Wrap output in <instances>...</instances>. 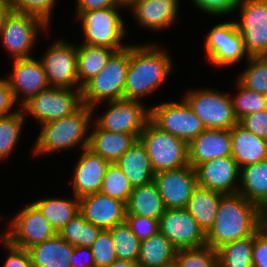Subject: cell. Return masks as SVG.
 Masks as SVG:
<instances>
[{
	"mask_svg": "<svg viewBox=\"0 0 267 267\" xmlns=\"http://www.w3.org/2000/svg\"><path fill=\"white\" fill-rule=\"evenodd\" d=\"M265 224V213L242 194L221 197L213 226L206 233V245L216 251L235 240L254 236Z\"/></svg>",
	"mask_w": 267,
	"mask_h": 267,
	"instance_id": "6da1fadb",
	"label": "cell"
},
{
	"mask_svg": "<svg viewBox=\"0 0 267 267\" xmlns=\"http://www.w3.org/2000/svg\"><path fill=\"white\" fill-rule=\"evenodd\" d=\"M157 45H130L124 99L138 100L159 88L172 72L171 57ZM166 51V52H165Z\"/></svg>",
	"mask_w": 267,
	"mask_h": 267,
	"instance_id": "7a4b0ae2",
	"label": "cell"
},
{
	"mask_svg": "<svg viewBox=\"0 0 267 267\" xmlns=\"http://www.w3.org/2000/svg\"><path fill=\"white\" fill-rule=\"evenodd\" d=\"M93 112V108L82 104L72 114L42 124V130L33 147V154H52L54 151L74 148L78 144L82 150L88 148L89 135L87 133Z\"/></svg>",
	"mask_w": 267,
	"mask_h": 267,
	"instance_id": "3957f363",
	"label": "cell"
},
{
	"mask_svg": "<svg viewBox=\"0 0 267 267\" xmlns=\"http://www.w3.org/2000/svg\"><path fill=\"white\" fill-rule=\"evenodd\" d=\"M129 62L130 45L115 51L107 61L106 66L82 87V104L94 110L97 104L103 100L108 102L124 99Z\"/></svg>",
	"mask_w": 267,
	"mask_h": 267,
	"instance_id": "277c9868",
	"label": "cell"
},
{
	"mask_svg": "<svg viewBox=\"0 0 267 267\" xmlns=\"http://www.w3.org/2000/svg\"><path fill=\"white\" fill-rule=\"evenodd\" d=\"M138 139L145 146L155 173L189 165L188 143L159 129L150 120Z\"/></svg>",
	"mask_w": 267,
	"mask_h": 267,
	"instance_id": "5b68a950",
	"label": "cell"
},
{
	"mask_svg": "<svg viewBox=\"0 0 267 267\" xmlns=\"http://www.w3.org/2000/svg\"><path fill=\"white\" fill-rule=\"evenodd\" d=\"M120 6L108 7L87 12H76L77 18L81 20L85 40L83 44L102 46L122 50L128 45H122L126 27L119 14Z\"/></svg>",
	"mask_w": 267,
	"mask_h": 267,
	"instance_id": "8992f818",
	"label": "cell"
},
{
	"mask_svg": "<svg viewBox=\"0 0 267 267\" xmlns=\"http://www.w3.org/2000/svg\"><path fill=\"white\" fill-rule=\"evenodd\" d=\"M184 100L202 120L206 129H231L238 123L228 94L214 89H197L188 91Z\"/></svg>",
	"mask_w": 267,
	"mask_h": 267,
	"instance_id": "52a82bcc",
	"label": "cell"
},
{
	"mask_svg": "<svg viewBox=\"0 0 267 267\" xmlns=\"http://www.w3.org/2000/svg\"><path fill=\"white\" fill-rule=\"evenodd\" d=\"M82 89L48 87L26 102L21 109L32 115L40 125L59 120L82 105Z\"/></svg>",
	"mask_w": 267,
	"mask_h": 267,
	"instance_id": "ba28073f",
	"label": "cell"
},
{
	"mask_svg": "<svg viewBox=\"0 0 267 267\" xmlns=\"http://www.w3.org/2000/svg\"><path fill=\"white\" fill-rule=\"evenodd\" d=\"M149 109L150 121L155 126L188 144L206 129L184 99L180 103L164 102Z\"/></svg>",
	"mask_w": 267,
	"mask_h": 267,
	"instance_id": "9c48e42d",
	"label": "cell"
},
{
	"mask_svg": "<svg viewBox=\"0 0 267 267\" xmlns=\"http://www.w3.org/2000/svg\"><path fill=\"white\" fill-rule=\"evenodd\" d=\"M241 19L234 21L249 57L267 56V0H239Z\"/></svg>",
	"mask_w": 267,
	"mask_h": 267,
	"instance_id": "30bf717a",
	"label": "cell"
},
{
	"mask_svg": "<svg viewBox=\"0 0 267 267\" xmlns=\"http://www.w3.org/2000/svg\"><path fill=\"white\" fill-rule=\"evenodd\" d=\"M39 60L50 87L82 89L77 75V46L65 40H55Z\"/></svg>",
	"mask_w": 267,
	"mask_h": 267,
	"instance_id": "8fae6325",
	"label": "cell"
},
{
	"mask_svg": "<svg viewBox=\"0 0 267 267\" xmlns=\"http://www.w3.org/2000/svg\"><path fill=\"white\" fill-rule=\"evenodd\" d=\"M41 28L48 27L39 18L12 11L1 29V42L13 59L30 58Z\"/></svg>",
	"mask_w": 267,
	"mask_h": 267,
	"instance_id": "7c38bea8",
	"label": "cell"
},
{
	"mask_svg": "<svg viewBox=\"0 0 267 267\" xmlns=\"http://www.w3.org/2000/svg\"><path fill=\"white\" fill-rule=\"evenodd\" d=\"M109 109L94 121L100 129L134 134L139 138L150 120V109L138 100L121 99L108 101Z\"/></svg>",
	"mask_w": 267,
	"mask_h": 267,
	"instance_id": "4fadbf2b",
	"label": "cell"
},
{
	"mask_svg": "<svg viewBox=\"0 0 267 267\" xmlns=\"http://www.w3.org/2000/svg\"><path fill=\"white\" fill-rule=\"evenodd\" d=\"M10 228L3 237L12 245L24 249L52 239L58 234L33 203L16 214Z\"/></svg>",
	"mask_w": 267,
	"mask_h": 267,
	"instance_id": "5bb4252c",
	"label": "cell"
},
{
	"mask_svg": "<svg viewBox=\"0 0 267 267\" xmlns=\"http://www.w3.org/2000/svg\"><path fill=\"white\" fill-rule=\"evenodd\" d=\"M204 44L208 60L214 66H231L240 62L245 55L249 57L234 21L214 26L206 36Z\"/></svg>",
	"mask_w": 267,
	"mask_h": 267,
	"instance_id": "9a60e30c",
	"label": "cell"
},
{
	"mask_svg": "<svg viewBox=\"0 0 267 267\" xmlns=\"http://www.w3.org/2000/svg\"><path fill=\"white\" fill-rule=\"evenodd\" d=\"M159 232L165 235L177 250L206 245V234L185 208L165 209L159 218Z\"/></svg>",
	"mask_w": 267,
	"mask_h": 267,
	"instance_id": "2e32d148",
	"label": "cell"
},
{
	"mask_svg": "<svg viewBox=\"0 0 267 267\" xmlns=\"http://www.w3.org/2000/svg\"><path fill=\"white\" fill-rule=\"evenodd\" d=\"M154 182L166 209L185 208L194 189L198 186L195 169L190 165L157 172Z\"/></svg>",
	"mask_w": 267,
	"mask_h": 267,
	"instance_id": "e0dca14e",
	"label": "cell"
},
{
	"mask_svg": "<svg viewBox=\"0 0 267 267\" xmlns=\"http://www.w3.org/2000/svg\"><path fill=\"white\" fill-rule=\"evenodd\" d=\"M194 169L199 186L224 195L238 193L240 167L232 156L205 161Z\"/></svg>",
	"mask_w": 267,
	"mask_h": 267,
	"instance_id": "ac0fdd59",
	"label": "cell"
},
{
	"mask_svg": "<svg viewBox=\"0 0 267 267\" xmlns=\"http://www.w3.org/2000/svg\"><path fill=\"white\" fill-rule=\"evenodd\" d=\"M13 72L6 78L17 101L22 107L32 97L49 87L47 76L40 60L30 58L14 59ZM19 96H24L19 98Z\"/></svg>",
	"mask_w": 267,
	"mask_h": 267,
	"instance_id": "d6986e66",
	"label": "cell"
},
{
	"mask_svg": "<svg viewBox=\"0 0 267 267\" xmlns=\"http://www.w3.org/2000/svg\"><path fill=\"white\" fill-rule=\"evenodd\" d=\"M80 213L91 224L109 230L125 222L126 204L101 192L79 198Z\"/></svg>",
	"mask_w": 267,
	"mask_h": 267,
	"instance_id": "ffe728a7",
	"label": "cell"
},
{
	"mask_svg": "<svg viewBox=\"0 0 267 267\" xmlns=\"http://www.w3.org/2000/svg\"><path fill=\"white\" fill-rule=\"evenodd\" d=\"M109 164V161L95 154L89 148L83 149L74 168V178L70 181V184L73 182V196L81 198L98 193Z\"/></svg>",
	"mask_w": 267,
	"mask_h": 267,
	"instance_id": "44dd1931",
	"label": "cell"
},
{
	"mask_svg": "<svg viewBox=\"0 0 267 267\" xmlns=\"http://www.w3.org/2000/svg\"><path fill=\"white\" fill-rule=\"evenodd\" d=\"M189 165H197L215 158L231 156L230 129H205L189 144Z\"/></svg>",
	"mask_w": 267,
	"mask_h": 267,
	"instance_id": "7402d4cb",
	"label": "cell"
},
{
	"mask_svg": "<svg viewBox=\"0 0 267 267\" xmlns=\"http://www.w3.org/2000/svg\"><path fill=\"white\" fill-rule=\"evenodd\" d=\"M178 0H136L131 8L139 25L151 30L172 26L178 13Z\"/></svg>",
	"mask_w": 267,
	"mask_h": 267,
	"instance_id": "603a6c76",
	"label": "cell"
},
{
	"mask_svg": "<svg viewBox=\"0 0 267 267\" xmlns=\"http://www.w3.org/2000/svg\"><path fill=\"white\" fill-rule=\"evenodd\" d=\"M232 158L240 168L267 159V140L259 138L239 123L230 129Z\"/></svg>",
	"mask_w": 267,
	"mask_h": 267,
	"instance_id": "cb8c5ba5",
	"label": "cell"
},
{
	"mask_svg": "<svg viewBox=\"0 0 267 267\" xmlns=\"http://www.w3.org/2000/svg\"><path fill=\"white\" fill-rule=\"evenodd\" d=\"M133 188L154 181L155 172L145 146L139 139L115 162Z\"/></svg>",
	"mask_w": 267,
	"mask_h": 267,
	"instance_id": "d4e9b609",
	"label": "cell"
},
{
	"mask_svg": "<svg viewBox=\"0 0 267 267\" xmlns=\"http://www.w3.org/2000/svg\"><path fill=\"white\" fill-rule=\"evenodd\" d=\"M137 139L134 134L106 131L95 124L89 134L88 148L110 163H115Z\"/></svg>",
	"mask_w": 267,
	"mask_h": 267,
	"instance_id": "484cf974",
	"label": "cell"
},
{
	"mask_svg": "<svg viewBox=\"0 0 267 267\" xmlns=\"http://www.w3.org/2000/svg\"><path fill=\"white\" fill-rule=\"evenodd\" d=\"M27 250L33 267H72L71 257L74 246L59 234Z\"/></svg>",
	"mask_w": 267,
	"mask_h": 267,
	"instance_id": "4316f807",
	"label": "cell"
},
{
	"mask_svg": "<svg viewBox=\"0 0 267 267\" xmlns=\"http://www.w3.org/2000/svg\"><path fill=\"white\" fill-rule=\"evenodd\" d=\"M238 193L267 212V159L240 168Z\"/></svg>",
	"mask_w": 267,
	"mask_h": 267,
	"instance_id": "83f0119b",
	"label": "cell"
},
{
	"mask_svg": "<svg viewBox=\"0 0 267 267\" xmlns=\"http://www.w3.org/2000/svg\"><path fill=\"white\" fill-rule=\"evenodd\" d=\"M223 195L198 185L188 200L185 209L198 222L199 227L205 234L213 226L219 202Z\"/></svg>",
	"mask_w": 267,
	"mask_h": 267,
	"instance_id": "f1b7e54d",
	"label": "cell"
},
{
	"mask_svg": "<svg viewBox=\"0 0 267 267\" xmlns=\"http://www.w3.org/2000/svg\"><path fill=\"white\" fill-rule=\"evenodd\" d=\"M177 249L169 239L158 232L140 245L139 267H173Z\"/></svg>",
	"mask_w": 267,
	"mask_h": 267,
	"instance_id": "f546056e",
	"label": "cell"
},
{
	"mask_svg": "<svg viewBox=\"0 0 267 267\" xmlns=\"http://www.w3.org/2000/svg\"><path fill=\"white\" fill-rule=\"evenodd\" d=\"M165 206L154 181L133 188L126 204V214L158 219L164 214Z\"/></svg>",
	"mask_w": 267,
	"mask_h": 267,
	"instance_id": "4dcf8cb0",
	"label": "cell"
},
{
	"mask_svg": "<svg viewBox=\"0 0 267 267\" xmlns=\"http://www.w3.org/2000/svg\"><path fill=\"white\" fill-rule=\"evenodd\" d=\"M114 52V49L108 47L88 44L77 47V75L81 88L106 66Z\"/></svg>",
	"mask_w": 267,
	"mask_h": 267,
	"instance_id": "1f68e13d",
	"label": "cell"
},
{
	"mask_svg": "<svg viewBox=\"0 0 267 267\" xmlns=\"http://www.w3.org/2000/svg\"><path fill=\"white\" fill-rule=\"evenodd\" d=\"M51 226L59 233L72 218L80 213L79 198H45L33 203Z\"/></svg>",
	"mask_w": 267,
	"mask_h": 267,
	"instance_id": "d6a6232c",
	"label": "cell"
},
{
	"mask_svg": "<svg viewBox=\"0 0 267 267\" xmlns=\"http://www.w3.org/2000/svg\"><path fill=\"white\" fill-rule=\"evenodd\" d=\"M217 253L219 267H253V236L225 244Z\"/></svg>",
	"mask_w": 267,
	"mask_h": 267,
	"instance_id": "836d02e7",
	"label": "cell"
},
{
	"mask_svg": "<svg viewBox=\"0 0 267 267\" xmlns=\"http://www.w3.org/2000/svg\"><path fill=\"white\" fill-rule=\"evenodd\" d=\"M101 230V228L89 223L79 213L58 234L70 245L90 247Z\"/></svg>",
	"mask_w": 267,
	"mask_h": 267,
	"instance_id": "e575fe53",
	"label": "cell"
},
{
	"mask_svg": "<svg viewBox=\"0 0 267 267\" xmlns=\"http://www.w3.org/2000/svg\"><path fill=\"white\" fill-rule=\"evenodd\" d=\"M109 230L115 244L117 259L137 262L141 241L134 235L126 221Z\"/></svg>",
	"mask_w": 267,
	"mask_h": 267,
	"instance_id": "d590c367",
	"label": "cell"
},
{
	"mask_svg": "<svg viewBox=\"0 0 267 267\" xmlns=\"http://www.w3.org/2000/svg\"><path fill=\"white\" fill-rule=\"evenodd\" d=\"M23 109L13 114L0 117V160L9 157L18 143L25 123Z\"/></svg>",
	"mask_w": 267,
	"mask_h": 267,
	"instance_id": "8d00e7d4",
	"label": "cell"
},
{
	"mask_svg": "<svg viewBox=\"0 0 267 267\" xmlns=\"http://www.w3.org/2000/svg\"><path fill=\"white\" fill-rule=\"evenodd\" d=\"M247 69L238 82L245 88L267 96V56L246 57Z\"/></svg>",
	"mask_w": 267,
	"mask_h": 267,
	"instance_id": "74e56055",
	"label": "cell"
},
{
	"mask_svg": "<svg viewBox=\"0 0 267 267\" xmlns=\"http://www.w3.org/2000/svg\"><path fill=\"white\" fill-rule=\"evenodd\" d=\"M132 191L133 187L121 169L115 163H110L99 192L127 204Z\"/></svg>",
	"mask_w": 267,
	"mask_h": 267,
	"instance_id": "f35d334b",
	"label": "cell"
},
{
	"mask_svg": "<svg viewBox=\"0 0 267 267\" xmlns=\"http://www.w3.org/2000/svg\"><path fill=\"white\" fill-rule=\"evenodd\" d=\"M218 253L210 246L179 249L173 267H217Z\"/></svg>",
	"mask_w": 267,
	"mask_h": 267,
	"instance_id": "ab89813d",
	"label": "cell"
},
{
	"mask_svg": "<svg viewBox=\"0 0 267 267\" xmlns=\"http://www.w3.org/2000/svg\"><path fill=\"white\" fill-rule=\"evenodd\" d=\"M239 90L234 98L231 96L233 112L239 121L245 115L267 109V96L258 92L249 90L237 82Z\"/></svg>",
	"mask_w": 267,
	"mask_h": 267,
	"instance_id": "60d3db41",
	"label": "cell"
},
{
	"mask_svg": "<svg viewBox=\"0 0 267 267\" xmlns=\"http://www.w3.org/2000/svg\"><path fill=\"white\" fill-rule=\"evenodd\" d=\"M90 249L96 267H107L117 260L110 230H101Z\"/></svg>",
	"mask_w": 267,
	"mask_h": 267,
	"instance_id": "b9f144b4",
	"label": "cell"
},
{
	"mask_svg": "<svg viewBox=\"0 0 267 267\" xmlns=\"http://www.w3.org/2000/svg\"><path fill=\"white\" fill-rule=\"evenodd\" d=\"M13 11L33 15L47 26L56 0H11Z\"/></svg>",
	"mask_w": 267,
	"mask_h": 267,
	"instance_id": "7bdbcfd3",
	"label": "cell"
},
{
	"mask_svg": "<svg viewBox=\"0 0 267 267\" xmlns=\"http://www.w3.org/2000/svg\"><path fill=\"white\" fill-rule=\"evenodd\" d=\"M125 221L140 241L148 239L159 232V220L155 218L126 214Z\"/></svg>",
	"mask_w": 267,
	"mask_h": 267,
	"instance_id": "ee69618b",
	"label": "cell"
},
{
	"mask_svg": "<svg viewBox=\"0 0 267 267\" xmlns=\"http://www.w3.org/2000/svg\"><path fill=\"white\" fill-rule=\"evenodd\" d=\"M238 123L259 138L267 140V109L245 115Z\"/></svg>",
	"mask_w": 267,
	"mask_h": 267,
	"instance_id": "f6af8a7d",
	"label": "cell"
},
{
	"mask_svg": "<svg viewBox=\"0 0 267 267\" xmlns=\"http://www.w3.org/2000/svg\"><path fill=\"white\" fill-rule=\"evenodd\" d=\"M198 9L207 14L225 15L238 9L239 0H192Z\"/></svg>",
	"mask_w": 267,
	"mask_h": 267,
	"instance_id": "bcb514c9",
	"label": "cell"
},
{
	"mask_svg": "<svg viewBox=\"0 0 267 267\" xmlns=\"http://www.w3.org/2000/svg\"><path fill=\"white\" fill-rule=\"evenodd\" d=\"M7 248L8 256L3 267H33L31 257L27 249L12 245L3 235L0 238Z\"/></svg>",
	"mask_w": 267,
	"mask_h": 267,
	"instance_id": "7dc6e473",
	"label": "cell"
},
{
	"mask_svg": "<svg viewBox=\"0 0 267 267\" xmlns=\"http://www.w3.org/2000/svg\"><path fill=\"white\" fill-rule=\"evenodd\" d=\"M253 267H267V225L266 223L253 236Z\"/></svg>",
	"mask_w": 267,
	"mask_h": 267,
	"instance_id": "c3c4849f",
	"label": "cell"
},
{
	"mask_svg": "<svg viewBox=\"0 0 267 267\" xmlns=\"http://www.w3.org/2000/svg\"><path fill=\"white\" fill-rule=\"evenodd\" d=\"M16 103L7 79H0V117L15 113L10 112Z\"/></svg>",
	"mask_w": 267,
	"mask_h": 267,
	"instance_id": "681fc988",
	"label": "cell"
},
{
	"mask_svg": "<svg viewBox=\"0 0 267 267\" xmlns=\"http://www.w3.org/2000/svg\"><path fill=\"white\" fill-rule=\"evenodd\" d=\"M83 254L87 255L88 257L86 256L87 260H82V262L80 261L82 259L80 256H83ZM71 265L72 267H96L90 247L74 246V250L71 257Z\"/></svg>",
	"mask_w": 267,
	"mask_h": 267,
	"instance_id": "f907efd6",
	"label": "cell"
},
{
	"mask_svg": "<svg viewBox=\"0 0 267 267\" xmlns=\"http://www.w3.org/2000/svg\"><path fill=\"white\" fill-rule=\"evenodd\" d=\"M76 12H87L108 7L119 6L116 5L114 0H77Z\"/></svg>",
	"mask_w": 267,
	"mask_h": 267,
	"instance_id": "816d5d0a",
	"label": "cell"
},
{
	"mask_svg": "<svg viewBox=\"0 0 267 267\" xmlns=\"http://www.w3.org/2000/svg\"><path fill=\"white\" fill-rule=\"evenodd\" d=\"M12 11L13 6L11 0H0V32Z\"/></svg>",
	"mask_w": 267,
	"mask_h": 267,
	"instance_id": "f5cc1de1",
	"label": "cell"
},
{
	"mask_svg": "<svg viewBox=\"0 0 267 267\" xmlns=\"http://www.w3.org/2000/svg\"><path fill=\"white\" fill-rule=\"evenodd\" d=\"M107 267H139L137 262L128 261V260H116L111 265Z\"/></svg>",
	"mask_w": 267,
	"mask_h": 267,
	"instance_id": "db71d44e",
	"label": "cell"
},
{
	"mask_svg": "<svg viewBox=\"0 0 267 267\" xmlns=\"http://www.w3.org/2000/svg\"><path fill=\"white\" fill-rule=\"evenodd\" d=\"M136 0H114V2L116 3V5H119L121 7L124 6H130L133 2H135Z\"/></svg>",
	"mask_w": 267,
	"mask_h": 267,
	"instance_id": "11a10c76",
	"label": "cell"
},
{
	"mask_svg": "<svg viewBox=\"0 0 267 267\" xmlns=\"http://www.w3.org/2000/svg\"><path fill=\"white\" fill-rule=\"evenodd\" d=\"M265 223L267 225V212L265 213Z\"/></svg>",
	"mask_w": 267,
	"mask_h": 267,
	"instance_id": "9f6ffc18",
	"label": "cell"
}]
</instances>
